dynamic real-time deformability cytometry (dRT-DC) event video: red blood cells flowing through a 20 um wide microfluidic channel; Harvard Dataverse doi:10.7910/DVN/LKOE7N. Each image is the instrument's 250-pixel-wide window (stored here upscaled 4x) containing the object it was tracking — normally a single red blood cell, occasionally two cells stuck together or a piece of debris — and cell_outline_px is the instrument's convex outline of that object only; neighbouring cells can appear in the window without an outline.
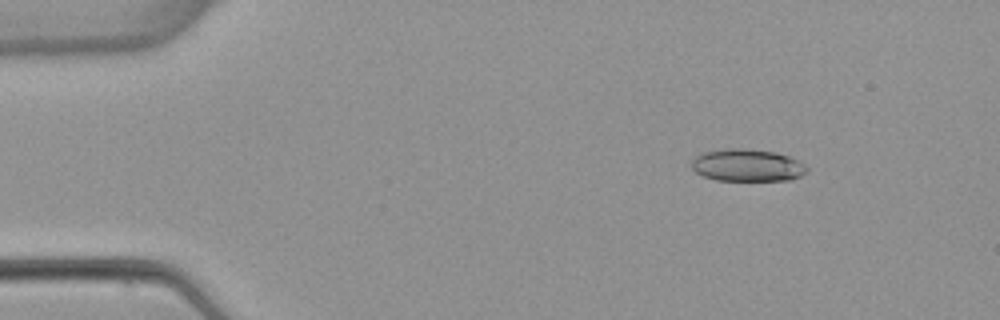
{"species": "common noctule bat (a hibernating species)", "species_latin": "Nyctalus noctula", "temperature_condition": "warm", "stored_images_in_passage": 3, "camera_frame_rate_fps": 3000, "um_per_image_px": 0.085, "animal": {"sex": "female", "body_mass_g": 22.7, "forearm_length_mm": 54.2}, "frame": {"image": 1, "passage_image": 1, "time_ms": 0.0, "image_size_px": [1000, 320], "cell_outline_px": [[808, 172], [792, 180], [716, 180], [704, 176], [696, 172], [692, 168], [692, 160], [700, 152], [724, 148], [748, 148], [776, 152], [800, 160], [808, 168]], "centroid_in_image_um": [63.53, 14.03], "position_along_channel_um": 21.5, "area_um2": 22.02}}